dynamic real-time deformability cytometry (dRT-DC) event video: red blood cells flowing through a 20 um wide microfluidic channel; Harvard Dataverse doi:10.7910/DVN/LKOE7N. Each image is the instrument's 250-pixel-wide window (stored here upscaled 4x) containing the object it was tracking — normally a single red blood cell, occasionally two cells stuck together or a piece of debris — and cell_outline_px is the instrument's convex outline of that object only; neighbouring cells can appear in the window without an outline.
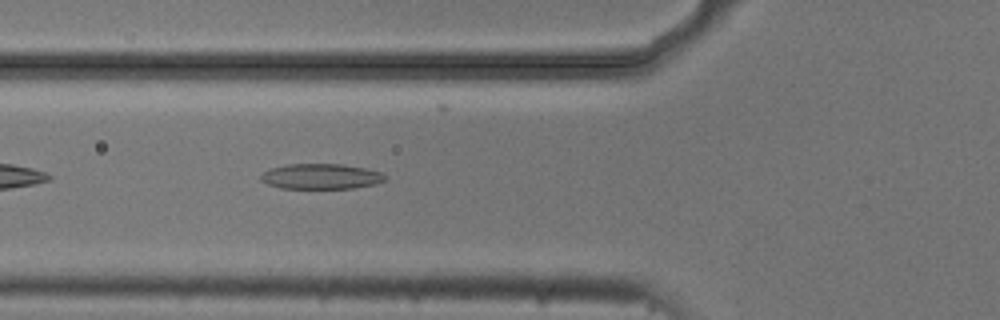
{"species": "common noctule bat (a hibernating species)", "species_latin": "Nyctalus noctula", "temperature_condition": "cold", "stored_images_in_passage": 2, "camera_frame_rate_fps": 3000, "um_per_image_px": 0.085, "animal": {"sex": "male", "body_mass_g": 20.5, "forearm_length_mm": 52.5}, "frame": {"image": 1, "passage_image": 2, "time_ms": 0.333, "image_size_px": [1000, 320], "cell_outline_px": [[384, 180], [376, 184], [352, 188], [280, 188], [268, 184], [260, 180], [260, 176], [264, 172], [272, 168], [288, 164], [344, 164], [364, 168], [380, 172], [384, 176]], "centroid_in_image_um": [27.26, 14.99], "position_along_channel_um": 98.5, "area_um2": 18.15}}